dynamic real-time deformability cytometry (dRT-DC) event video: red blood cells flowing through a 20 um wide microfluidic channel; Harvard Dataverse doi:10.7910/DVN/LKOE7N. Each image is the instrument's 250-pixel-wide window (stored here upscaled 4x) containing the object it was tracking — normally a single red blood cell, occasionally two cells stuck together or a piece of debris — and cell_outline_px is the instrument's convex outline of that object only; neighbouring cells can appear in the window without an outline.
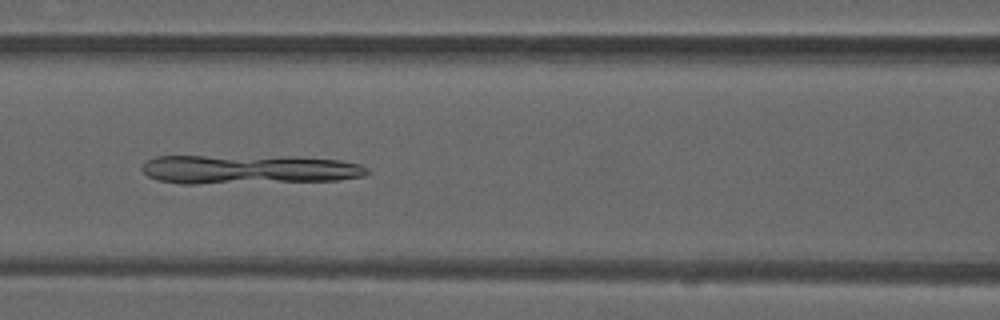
{"species": "common noctule bat (a hibernating species)", "species_latin": "Nyctalus noctula", "temperature_condition": "warm", "stored_images_in_passage": 37, "camera_frame_rate_fps": 3000, "um_per_image_px": 0.085, "animal": {"sex": "male", "forearm_length_mm": 52.5}, "frame": {"image": 1, "passage_image": 9, "time_ms": 2.667, "image_size_px": [1000, 320], "cell_outline_px": [[372, 172], [364, 176], [336, 180], [196, 184], [180, 184], [156, 180], [148, 176], [140, 168], [148, 160], [156, 156], [296, 156], [340, 160], [360, 164], [368, 168]], "centroid_in_image_um": [21.16, 14.39], "position_along_channel_um": 145.4, "area_um2": 38.67}}
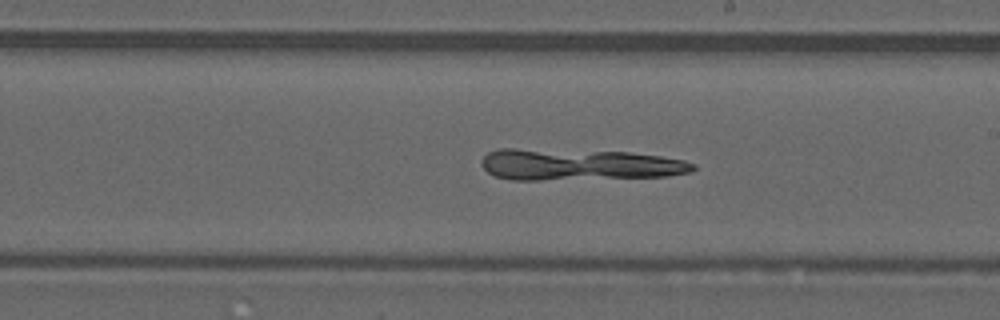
{"frame": {"image": 2, "passage_image": 16, "time_ms": 5.0, "image_size_px": [1000, 320], "cell_outline_px": [[696, 168], [692, 172], [668, 176], [540, 180], [512, 180], [496, 176], [488, 172], [480, 164], [480, 160], [488, 152], [496, 148], [516, 148], [628, 152], [660, 156], [684, 160], [696, 164]], "centroid_in_image_um": [49.18, 13.98], "position_along_channel_um": 239.8, "area_um2": 38.96}}
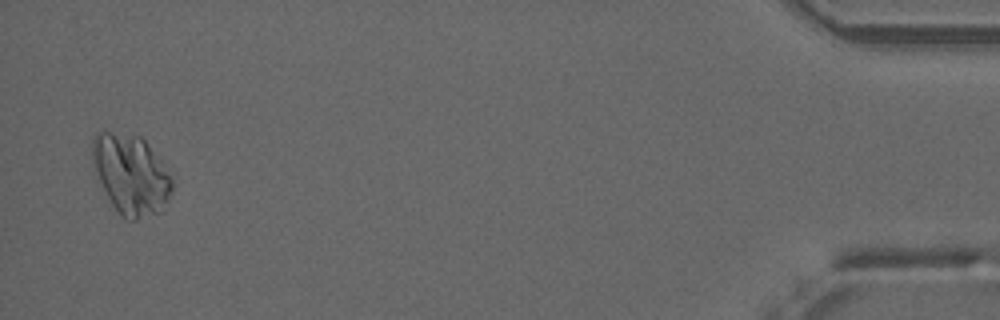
{"frame": {"image": 3, "passage_image": 36, "time_ms": 11.667, "image_size_px": [1000, 320], "cell_outline_px": [[172, 192], [160, 212], [136, 220], [124, 220], [120, 216], [92, 176], [92, 140], [96, 132], [104, 128], [140, 136], [148, 144], [172, 176]], "centroid_in_image_um": [11.04, 14.8], "position_along_channel_um": 424.2, "area_um2": 38.38}}